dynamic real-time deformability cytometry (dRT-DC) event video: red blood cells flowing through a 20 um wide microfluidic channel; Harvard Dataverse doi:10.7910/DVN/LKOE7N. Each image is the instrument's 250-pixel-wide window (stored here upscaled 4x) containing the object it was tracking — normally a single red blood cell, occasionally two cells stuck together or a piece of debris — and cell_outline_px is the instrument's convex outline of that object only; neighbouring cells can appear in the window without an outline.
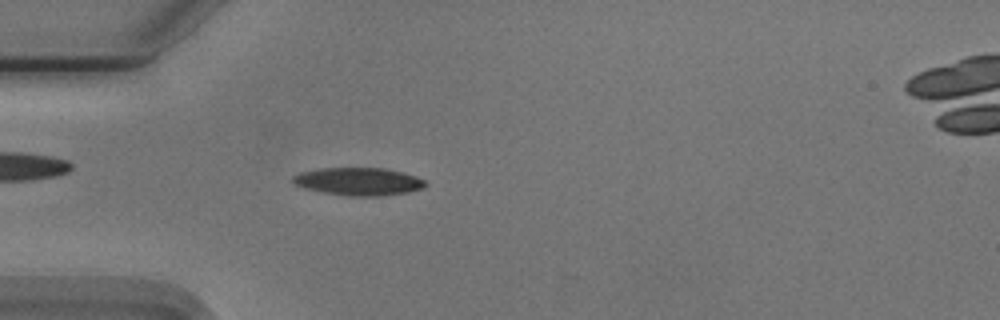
{"species": "Egyptian fruit bat (a non-hibernating species)", "species_latin": "Rousettus aegyptiacus", "temperature_condition": "cold", "stored_images_in_passage": 54, "camera_frame_rate_fps": 3000, "um_per_image_px": 0.085, "animal": {"sex": "male"}, "frame": {"image": 1, "passage_image": 15, "time_ms": 4.667, "image_size_px": [1000, 320], "cell_outline_px": [[428, 184], [424, 188], [408, 192], [380, 196], [348, 196], [324, 192], [304, 188], [292, 184], [292, 176], [300, 172], [320, 168], [384, 168], [416, 176], [424, 180]], "centroid_in_image_um": [30.46, 15.43], "position_along_channel_um": 54.5, "area_um2": 21.5}}
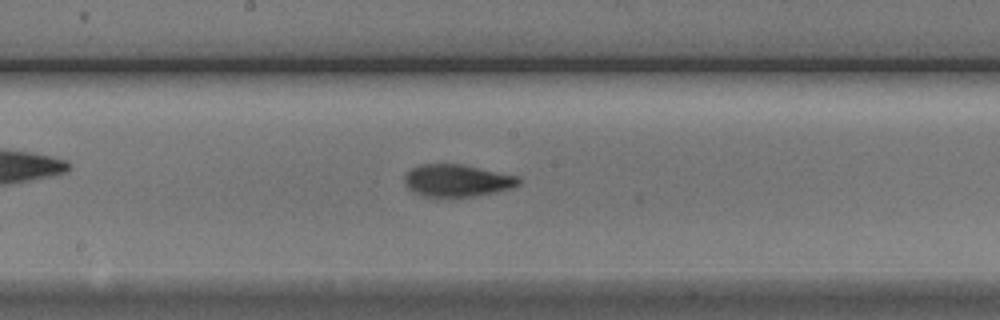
{"frame": {"image": 2, "passage_image": 28, "time_ms": 9.0, "image_size_px": [1000, 320], "cell_outline_px": [[520, 184], [512, 188], [496, 192], [472, 196], [424, 196], [408, 188], [404, 184], [404, 176], [412, 168], [420, 164], [460, 164], [520, 176]], "centroid_in_image_um": [38.87, 15.33], "position_along_channel_um": 209.3, "area_um2": 21.27}}
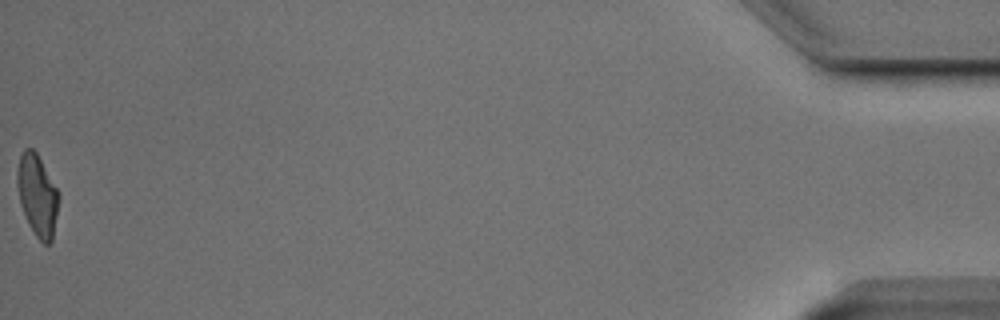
{"frame": {"image": 3, "passage_image": 54, "time_ms": 17.667, "image_size_px": [1000, 320], "cell_outline_px": [[60, 196], [52, 240], [48, 244], [44, 244], [36, 236], [28, 224], [20, 204], [16, 184], [16, 172], [20, 156], [24, 148], [32, 148], [36, 152], [60, 192]], "centroid_in_image_um": [3.17, 16.58], "position_along_channel_um": 432.0, "area_um2": 19.94}, "authors_computed_cell_mechanics": {"area_um2": 20.6635, "velocity_mm_per_s": 3.7454, "shape_relaxation_time_tau1_ms": 3.8818, "shape_relaxation_time_tau2_ms": 2.011, "deformation_change_tau1": 0.1633, "deformation_change_tau2": 0.0814}}